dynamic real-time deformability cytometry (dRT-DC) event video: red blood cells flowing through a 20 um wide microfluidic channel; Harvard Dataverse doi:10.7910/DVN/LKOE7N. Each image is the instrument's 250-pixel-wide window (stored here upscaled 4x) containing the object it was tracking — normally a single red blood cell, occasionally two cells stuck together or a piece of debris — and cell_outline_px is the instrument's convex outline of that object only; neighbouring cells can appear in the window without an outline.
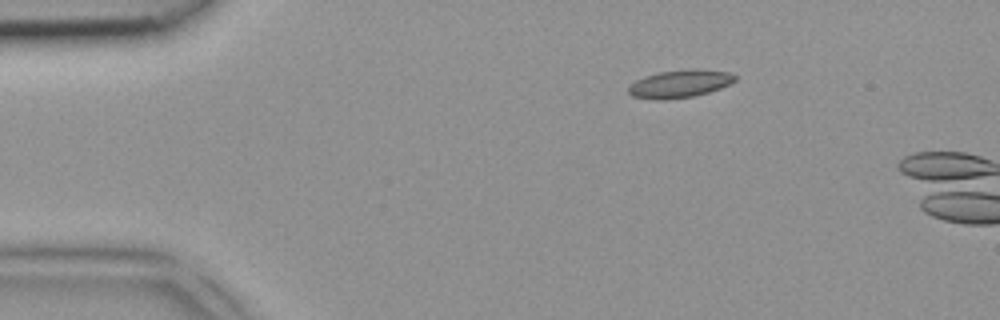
{"species": "common noctule bat (a hibernating species)", "species_latin": "Nyctalus noctula", "temperature_condition": "room temperature", "stored_images_in_passage": 2, "camera_frame_rate_fps": 3000, "um_per_image_px": 0.085, "animal": {"sex": "female", "body_mass_g": 18.4}, "frame": {"image": 1, "passage_image": 1, "time_ms": 0.0, "image_size_px": [1000, 320], "cell_outline_px": [[736, 80], [720, 88], [708, 92], [692, 96], [668, 100], [660, 100], [632, 96], [628, 92], [628, 88], [636, 80], [644, 76], [660, 72], [692, 68], [696, 68], [728, 72], [736, 76]], "centroid_in_image_um": [57.78, 7.11], "position_along_channel_um": 27.2, "area_um2": 17.17}}